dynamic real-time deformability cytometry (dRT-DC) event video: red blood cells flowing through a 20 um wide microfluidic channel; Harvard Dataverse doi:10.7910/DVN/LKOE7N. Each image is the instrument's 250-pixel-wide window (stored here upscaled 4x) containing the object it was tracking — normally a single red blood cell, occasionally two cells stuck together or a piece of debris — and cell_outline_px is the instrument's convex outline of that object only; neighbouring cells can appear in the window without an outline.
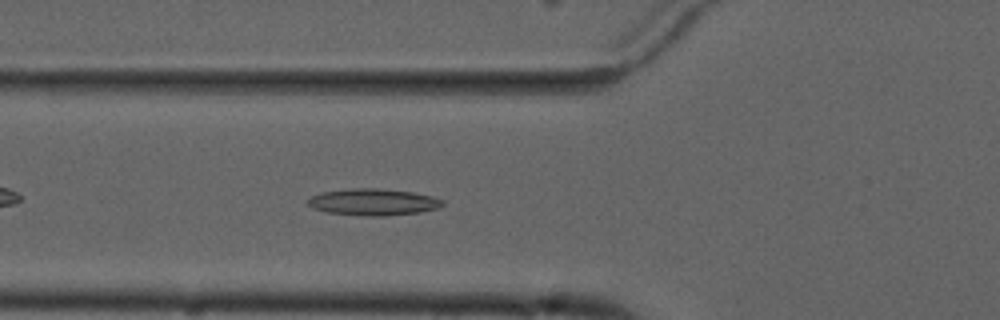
{"species": "common noctule bat (a hibernating species)", "species_latin": "Nyctalus noctula", "temperature_condition": "cold", "stored_images_in_passage": 5, "camera_frame_rate_fps": 3000, "um_per_image_px": 0.085, "animal": {"sex": "male", "forearm_length_mm": 52.5}, "frame": {"image": 1, "passage_image": 5, "time_ms": 5.333, "image_size_px": [1000, 320], "cell_outline_px": [[444, 204], [440, 208], [420, 212], [380, 216], [368, 216], [328, 212], [312, 208], [304, 200], [312, 196], [324, 192], [356, 188], [380, 188], [412, 192], [432, 196], [444, 200]], "centroid_in_image_um": [31.75, 17.17], "position_along_channel_um": 94.1, "area_um2": 20.87}}